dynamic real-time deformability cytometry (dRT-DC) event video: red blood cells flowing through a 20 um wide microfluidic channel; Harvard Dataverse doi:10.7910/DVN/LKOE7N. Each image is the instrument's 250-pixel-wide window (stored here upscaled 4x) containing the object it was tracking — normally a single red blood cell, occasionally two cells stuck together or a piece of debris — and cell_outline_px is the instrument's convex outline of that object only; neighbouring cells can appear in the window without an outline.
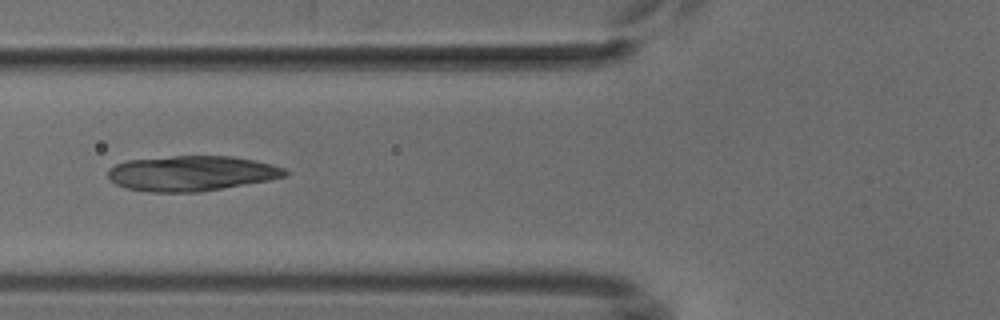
{"species": "common noctule bat (a hibernating species)", "species_latin": "Nyctalus noctula", "temperature_condition": "cold", "stored_images_in_passage": 6, "camera_frame_rate_fps": 3000, "um_per_image_px": 0.085, "animal": {"sex": "male", "body_mass_g": 18.8}, "frame": {"image": 1, "passage_image": 5, "time_ms": 4.667, "image_size_px": [1000, 320], "cell_outline_px": [[288, 176], [268, 180], [200, 192], [148, 192], [128, 188], [116, 184], [108, 176], [108, 168], [116, 164], [128, 160], [172, 156], [232, 156], [256, 160], [272, 164], [284, 168], [288, 172]], "centroid_in_image_um": [16.3, 14.73], "position_along_channel_um": 109.5, "area_um2": 36.3}}
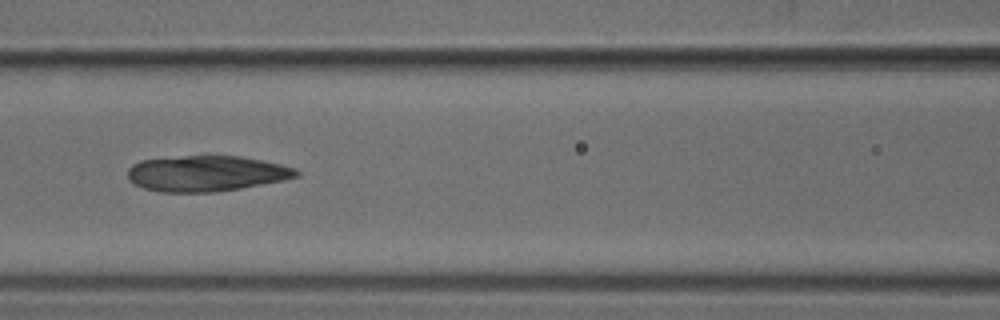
{"frame": {"image": 2, "passage_image": 6, "time_ms": 5.667, "image_size_px": [1000, 320], "cell_outline_px": [[300, 176], [284, 180], [240, 188], [216, 192], [160, 192], [144, 188], [128, 180], [128, 168], [132, 164], [140, 160], [184, 156], [240, 156], [280, 164], [296, 168], [300, 172]], "centroid_in_image_um": [17.54, 14.75], "position_along_channel_um": 149.1, "area_um2": 35.08}}